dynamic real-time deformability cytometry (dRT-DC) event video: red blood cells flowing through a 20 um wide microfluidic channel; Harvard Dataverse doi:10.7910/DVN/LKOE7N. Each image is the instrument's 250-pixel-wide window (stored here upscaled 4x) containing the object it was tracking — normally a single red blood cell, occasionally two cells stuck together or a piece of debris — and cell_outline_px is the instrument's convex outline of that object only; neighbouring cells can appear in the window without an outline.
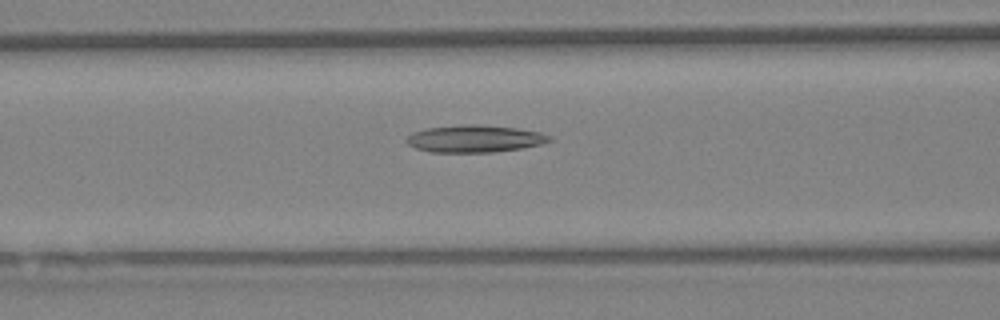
{"species": "Egyptian fruit bat (a non-hibernating species)", "species_latin": "Rousettus aegyptiacus", "temperature_condition": "warm", "stored_images_in_passage": 31, "camera_frame_rate_fps": 3000, "um_per_image_px": 0.085, "animal": {"sex": "female"}, "frame": {"image": 1, "passage_image": 6, "time_ms": 1.667, "image_size_px": [1000, 320], "cell_outline_px": [[552, 140], [540, 144], [520, 148], [496, 152], [432, 152], [416, 148], [408, 144], [404, 140], [404, 136], [424, 128], [460, 124], [476, 124], [516, 128], [540, 132], [552, 136]], "centroid_in_image_um": [40.3, 11.78], "position_along_channel_um": 126.3, "area_um2": 22.83}}
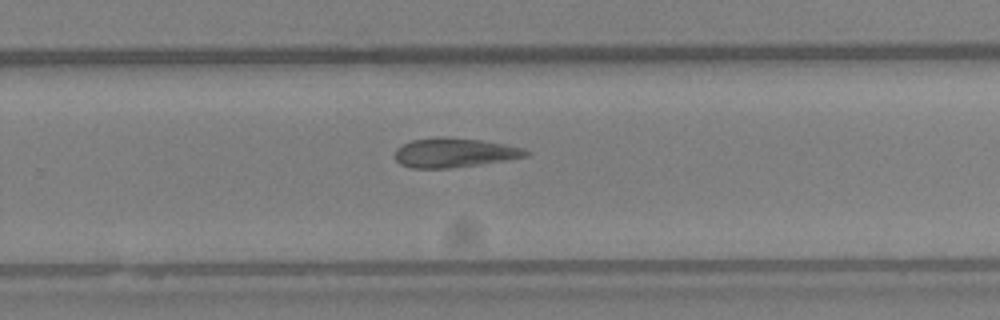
{"frame": {"image": 2, "passage_image": 16, "time_ms": 5.0, "image_size_px": [1000, 320], "cell_outline_px": [[532, 152], [528, 156], [508, 160], [480, 164], [448, 168], [408, 168], [400, 164], [392, 156], [396, 148], [400, 144], [412, 140], [436, 136], [448, 136], [480, 140], [524, 148]], "centroid_in_image_um": [38.56, 12.97], "position_along_channel_um": 291.2, "area_um2": 22.83}}
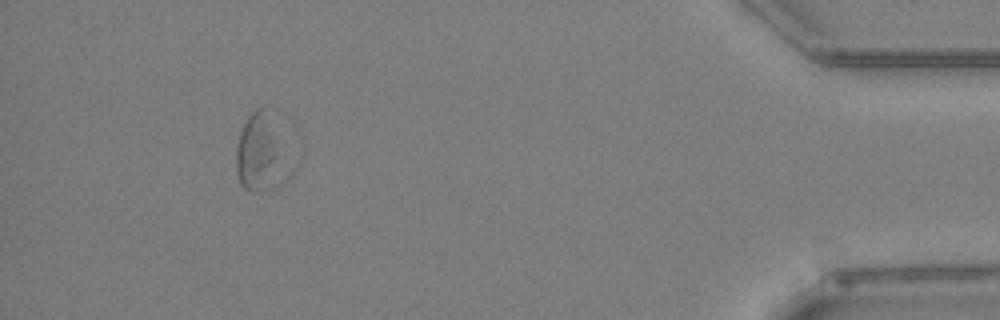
{"frame": {"image": 3, "passage_image": 27, "time_ms": 8.667, "image_size_px": [1000, 320], "cell_outline_px": [[280, 156], [256, 192], [252, 192], [244, 188], [240, 184], [236, 168], [236, 148], [240, 132], [248, 116], [256, 108], [264, 104], [268, 104], [276, 108]], "centroid_in_image_um": [21.9, 12.53], "position_along_channel_um": 413.3, "area_um2": 20.4}}